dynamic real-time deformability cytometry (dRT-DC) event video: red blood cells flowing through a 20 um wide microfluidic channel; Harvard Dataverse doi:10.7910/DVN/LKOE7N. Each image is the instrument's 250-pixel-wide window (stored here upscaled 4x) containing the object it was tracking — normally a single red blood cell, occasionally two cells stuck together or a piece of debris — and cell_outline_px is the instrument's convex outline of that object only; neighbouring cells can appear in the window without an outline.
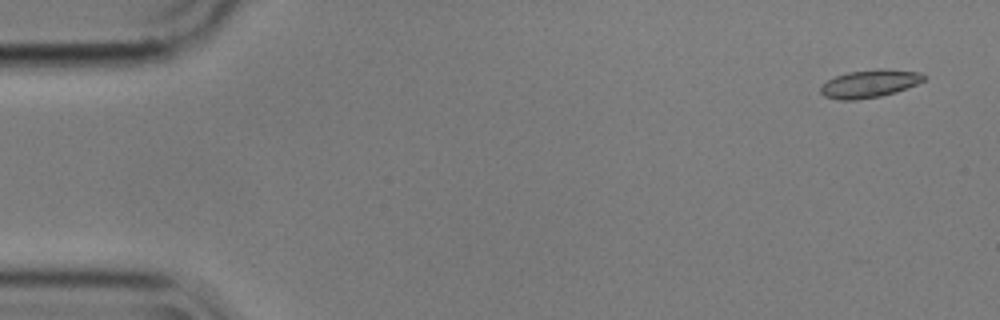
{"species": "common noctule bat (a hibernating species)", "species_latin": "Nyctalus noctula", "temperature_condition": "cold", "stored_images_in_passage": 5, "camera_frame_rate_fps": 3000, "um_per_image_px": 0.085, "animal": {"sex": "male", "body_mass_g": 17.9}, "frame": {"image": 1, "passage_image": 1, "time_ms": 0.0, "image_size_px": [1000, 320], "cell_outline_px": [[928, 76], [924, 80], [916, 84], [896, 92], [880, 96], [856, 100], [840, 100], [824, 96], [820, 92], [820, 88], [828, 80], [836, 76], [848, 72], [920, 72]], "centroid_in_image_um": [73.86, 7.18], "position_along_channel_um": 11.1, "area_um2": 15.66}}